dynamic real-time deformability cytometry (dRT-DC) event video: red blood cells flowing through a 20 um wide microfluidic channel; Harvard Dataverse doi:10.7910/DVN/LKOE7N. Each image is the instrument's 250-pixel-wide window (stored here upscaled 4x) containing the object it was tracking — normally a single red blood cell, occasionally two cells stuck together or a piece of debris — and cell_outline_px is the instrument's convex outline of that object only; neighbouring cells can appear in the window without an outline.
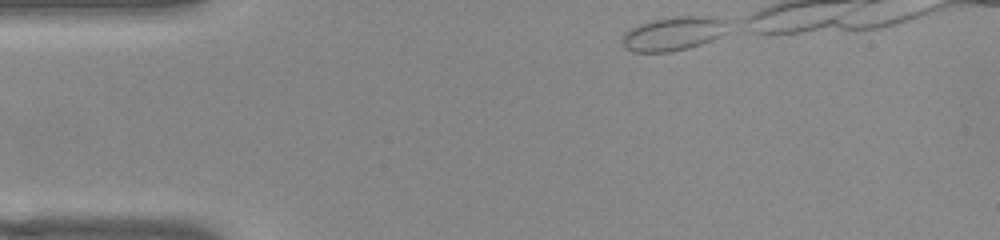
{"species": "common noctule bat (a hibernating species)", "species_latin": "Nyctalus noctula", "temperature_condition": "warm", "stored_images_in_passage": 15, "camera_frame_rate_fps": 3000, "um_per_image_px": 0.085, "animal": {"sex": "female", "body_mass_g": 22.0, "forearm_length_mm": 56.7}, "frame": {"image": 1, "passage_image": 1, "time_ms": 0.0, "image_size_px": [1000, 240], "cell_outline_px": [[724, 32], [720, 36], [712, 40], [688, 48], [672, 52], [632, 52], [624, 48], [624, 32], [648, 20], [680, 16], [704, 16], [724, 20]], "centroid_in_image_um": [57.17, 2.87], "position_along_channel_um": 27.8, "area_um2": 20.46}}
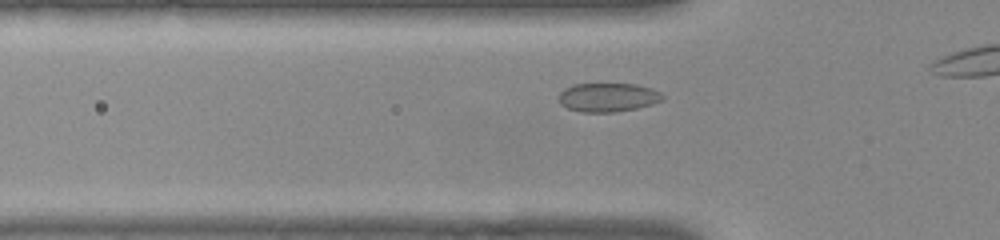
{"frame": {"image": 2, "passage_image": 9, "time_ms": 2.667, "image_size_px": [1000, 240], "cell_outline_px": [[664, 100], [652, 104], [636, 108], [616, 112], [580, 112], [568, 108], [560, 104], [556, 96], [564, 88], [572, 84], [636, 84], [652, 88], [660, 92], [664, 96]], "centroid_in_image_um": [51.65, 8.27], "position_along_channel_um": 74.2, "area_um2": 17.69}}
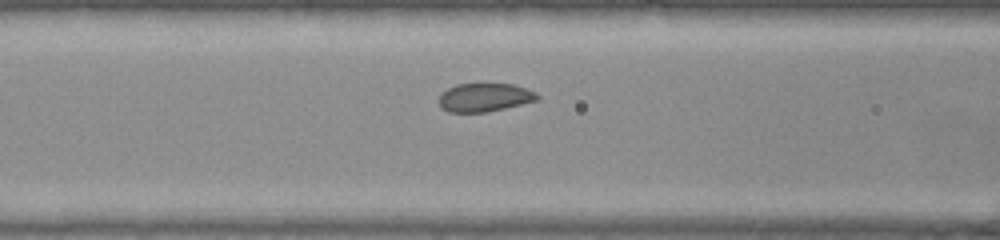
{"frame": {"image": 3, "passage_image": 13, "time_ms": 4.0, "image_size_px": [1000, 240], "cell_outline_px": [[540, 100], [488, 112], [448, 112], [440, 108], [440, 96], [448, 88], [456, 84], [512, 84], [536, 92], [540, 96]], "centroid_in_image_um": [41.22, 8.29], "position_along_channel_um": 125.4, "area_um2": 16.3}}